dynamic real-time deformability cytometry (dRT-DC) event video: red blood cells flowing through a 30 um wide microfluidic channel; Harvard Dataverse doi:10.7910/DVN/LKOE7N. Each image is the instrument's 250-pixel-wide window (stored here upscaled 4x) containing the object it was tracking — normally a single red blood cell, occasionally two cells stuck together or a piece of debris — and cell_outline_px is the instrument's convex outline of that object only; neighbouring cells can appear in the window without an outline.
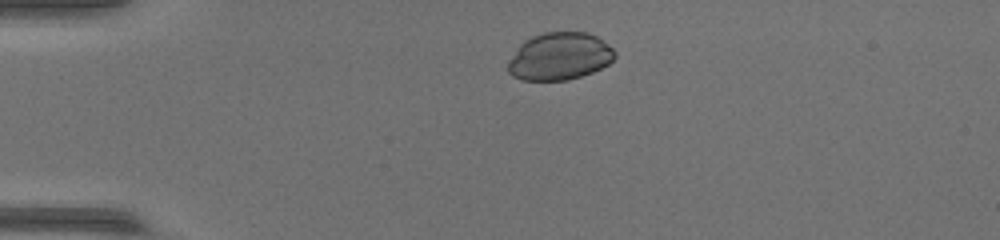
{"species": "common noctule bat (a hibernating species)", "species_latin": "Nyctalus noctula", "temperature_condition": "warm", "stored_images_in_passage": 41, "camera_frame_rate_fps": 3000, "um_per_image_px": 0.085, "animal": {"sex": "female", "body_mass_g": 17.0, "forearm_length_mm": 48.0}, "frame": {"image": 1, "passage_image": 1, "time_ms": 0.0, "image_size_px": [1000, 240], "cell_outline_px": [[616, 56], [608, 64], [592, 72], [568, 80], [520, 80], [512, 76], [508, 72], [508, 60], [516, 48], [524, 40], [532, 36], [544, 32], [588, 32], [596, 36], [612, 48], [616, 52]], "centroid_in_image_um": [47.53, 4.79], "position_along_channel_um": 37.5, "area_um2": 29.65}}
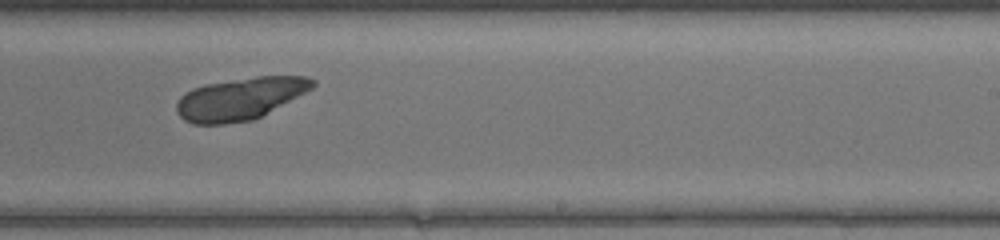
{"frame": {"image": 2, "passage_image": 22, "time_ms": 7.0, "image_size_px": [1000, 240], "cell_outline_px": [[316, 84], [312, 88], [260, 116], [252, 120], [224, 124], [192, 124], [184, 120], [176, 112], [176, 104], [180, 96], [184, 92], [192, 88], [208, 84], [256, 76], [308, 76], [316, 80]], "centroid_in_image_um": [20.37, 8.38], "position_along_channel_um": 268.6, "area_um2": 33.18}}
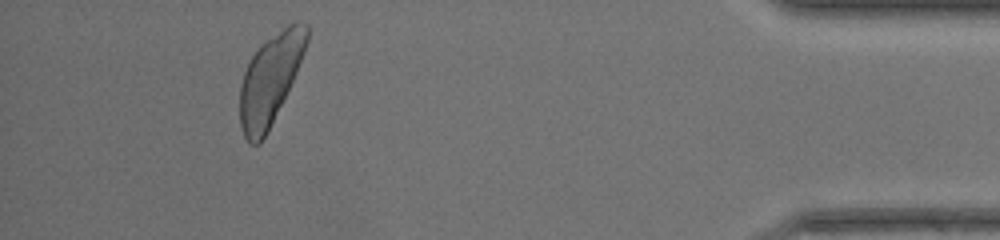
{"frame": {"image": 3, "passage_image": 37, "time_ms": 12.0, "image_size_px": [1000, 240], "cell_outline_px": [[308, 40], [304, 52], [296, 72], [268, 132], [260, 144], [248, 144], [244, 136], [240, 124], [240, 84], [248, 60], [256, 48], [260, 44], [288, 24], [296, 20], [300, 20], [308, 24]], "centroid_in_image_um": [22.95, 6.72], "position_along_channel_um": 412.3, "area_um2": 35.2}}